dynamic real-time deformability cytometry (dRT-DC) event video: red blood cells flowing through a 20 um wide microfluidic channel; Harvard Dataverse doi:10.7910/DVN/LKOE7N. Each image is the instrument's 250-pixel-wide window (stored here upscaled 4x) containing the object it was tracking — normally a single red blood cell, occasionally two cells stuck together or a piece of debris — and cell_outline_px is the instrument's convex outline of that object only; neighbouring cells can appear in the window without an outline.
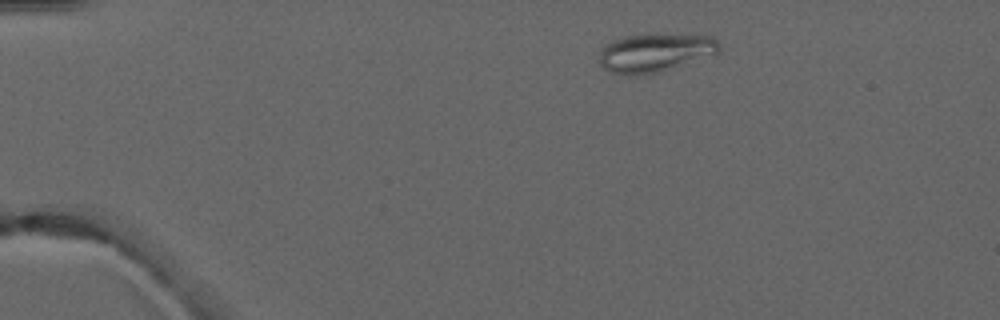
{"species": "common noctule bat (a hibernating species)", "species_latin": "Nyctalus noctula", "temperature_condition": "warm", "stored_images_in_passage": 3, "camera_frame_rate_fps": 3000, "um_per_image_px": 0.085, "animal": {"sex": "male", "forearm_length_mm": 52.5}, "frame": {"image": 1, "passage_image": 1, "time_ms": 0.0, "image_size_px": [1000, 320], "cell_outline_px": [[720, 52], [716, 56], [656, 72], [632, 76], [628, 76], [612, 72], [604, 68], [600, 64], [600, 52], [604, 44], [612, 40], [624, 36], [712, 36], [720, 44]], "centroid_in_image_um": [55.7, 4.51], "position_along_channel_um": 29.3, "area_um2": 26.53}}